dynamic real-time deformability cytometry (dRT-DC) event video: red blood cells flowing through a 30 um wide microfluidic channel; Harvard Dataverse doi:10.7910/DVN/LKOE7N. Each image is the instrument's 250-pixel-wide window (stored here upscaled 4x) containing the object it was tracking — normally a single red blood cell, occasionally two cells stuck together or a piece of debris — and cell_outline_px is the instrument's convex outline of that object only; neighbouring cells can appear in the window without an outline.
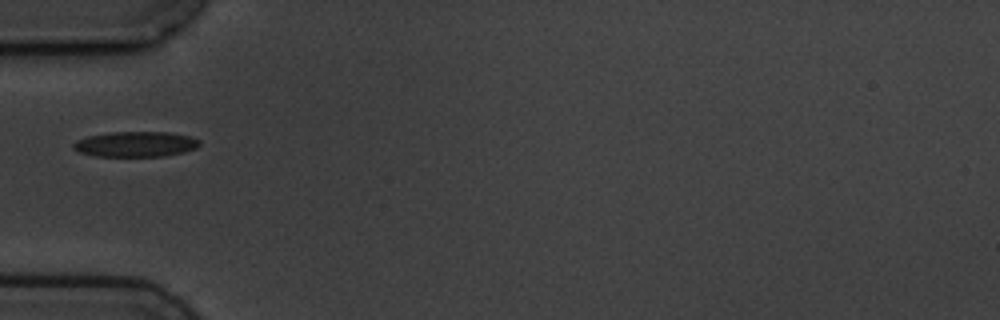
{"species": "common noctule bat (a hibernating species)", "species_latin": "Nyctalus noctula", "temperature_condition": "cold", "stored_images_in_passage": 16, "camera_frame_rate_fps": 3000, "um_per_image_px": 0.085, "animal": {"sex": "male", "body_mass_g": 19.5, "forearm_length_mm": 54.6}, "frame": {"image": 1, "passage_image": 6, "time_ms": 6.667, "image_size_px": [1000, 320], "cell_outline_px": [[200, 144], [196, 148], [184, 152], [164, 156], [96, 156], [80, 152], [72, 148], [72, 144], [76, 140], [88, 136], [112, 132], [168, 132], [192, 136], [200, 140]], "centroid_in_image_um": [11.55, 12.25], "position_along_channel_um": 73.5, "area_um2": 18.67}}
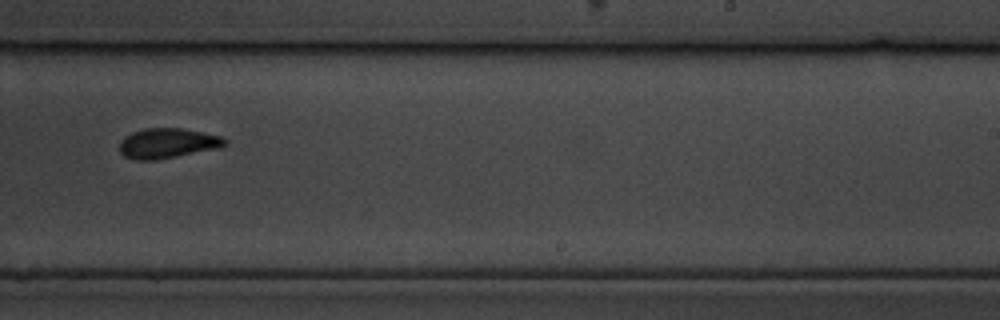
{"frame": {"image": 2, "passage_image": 11, "time_ms": 12.333, "image_size_px": [1000, 320], "cell_outline_px": [[228, 144], [220, 148], [156, 160], [136, 160], [124, 156], [120, 152], [120, 140], [124, 136], [132, 132], [144, 128], [180, 128], [204, 132], [220, 136], [228, 140]], "centroid_in_image_um": [14.25, 12.17], "position_along_channel_um": 274.7, "area_um2": 18.61}}
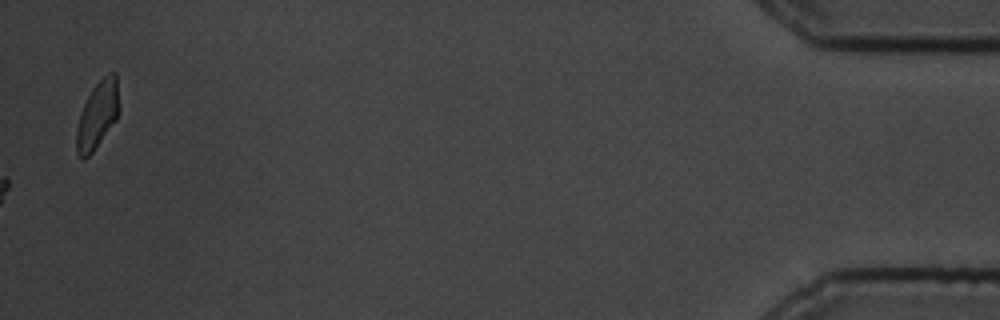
{"frame": {"image": 3, "passage_image": 16, "time_ms": 19.0, "image_size_px": [1000, 320], "cell_outline_px": [[116, 120], [92, 152], [84, 160], [76, 152], [76, 128], [80, 112], [92, 88], [108, 72], [116, 72]], "centroid_in_image_um": [8.22, 9.8], "position_along_channel_um": 427.0, "area_um2": 16.07}, "authors_computed_cell_mechanics": {"area_um2": 16.8776, "velocity_mm_per_s": 3.5638, "shape_relaxation_time_tau1_ms": 2.7399, "shape_relaxation_time_tau2_ms": 2.3775, "deformation_change_tau1": 0.1118, "deformation_change_tau2": 0.0955}}